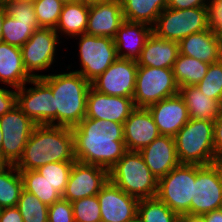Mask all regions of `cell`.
I'll use <instances>...</instances> for the list:
<instances>
[{"label": "cell", "mask_w": 222, "mask_h": 222, "mask_svg": "<svg viewBox=\"0 0 222 222\" xmlns=\"http://www.w3.org/2000/svg\"><path fill=\"white\" fill-rule=\"evenodd\" d=\"M54 97V125L76 127L86 117L88 91L91 82L80 73L41 75Z\"/></svg>", "instance_id": "3"}, {"label": "cell", "mask_w": 222, "mask_h": 222, "mask_svg": "<svg viewBox=\"0 0 222 222\" xmlns=\"http://www.w3.org/2000/svg\"><path fill=\"white\" fill-rule=\"evenodd\" d=\"M137 70L136 60L117 58L91 86L100 93L133 98Z\"/></svg>", "instance_id": "14"}, {"label": "cell", "mask_w": 222, "mask_h": 222, "mask_svg": "<svg viewBox=\"0 0 222 222\" xmlns=\"http://www.w3.org/2000/svg\"><path fill=\"white\" fill-rule=\"evenodd\" d=\"M130 222H140V220L136 217L134 220H132Z\"/></svg>", "instance_id": "54"}, {"label": "cell", "mask_w": 222, "mask_h": 222, "mask_svg": "<svg viewBox=\"0 0 222 222\" xmlns=\"http://www.w3.org/2000/svg\"><path fill=\"white\" fill-rule=\"evenodd\" d=\"M179 93L173 69L138 66L133 102L135 107L150 105Z\"/></svg>", "instance_id": "8"}, {"label": "cell", "mask_w": 222, "mask_h": 222, "mask_svg": "<svg viewBox=\"0 0 222 222\" xmlns=\"http://www.w3.org/2000/svg\"><path fill=\"white\" fill-rule=\"evenodd\" d=\"M178 222H204V221L201 216L181 214L179 215Z\"/></svg>", "instance_id": "47"}, {"label": "cell", "mask_w": 222, "mask_h": 222, "mask_svg": "<svg viewBox=\"0 0 222 222\" xmlns=\"http://www.w3.org/2000/svg\"><path fill=\"white\" fill-rule=\"evenodd\" d=\"M60 1H62L63 3H70V2H76L78 0H60Z\"/></svg>", "instance_id": "53"}, {"label": "cell", "mask_w": 222, "mask_h": 222, "mask_svg": "<svg viewBox=\"0 0 222 222\" xmlns=\"http://www.w3.org/2000/svg\"><path fill=\"white\" fill-rule=\"evenodd\" d=\"M109 180L138 199L154 198L158 192V179L150 172L139 151L127 150L109 169Z\"/></svg>", "instance_id": "5"}, {"label": "cell", "mask_w": 222, "mask_h": 222, "mask_svg": "<svg viewBox=\"0 0 222 222\" xmlns=\"http://www.w3.org/2000/svg\"><path fill=\"white\" fill-rule=\"evenodd\" d=\"M27 89L24 84L16 89L17 106L36 125H54V97L51 88L41 79L32 78Z\"/></svg>", "instance_id": "12"}, {"label": "cell", "mask_w": 222, "mask_h": 222, "mask_svg": "<svg viewBox=\"0 0 222 222\" xmlns=\"http://www.w3.org/2000/svg\"><path fill=\"white\" fill-rule=\"evenodd\" d=\"M72 131L74 157L81 163L109 170L127 151L121 123L85 117Z\"/></svg>", "instance_id": "1"}, {"label": "cell", "mask_w": 222, "mask_h": 222, "mask_svg": "<svg viewBox=\"0 0 222 222\" xmlns=\"http://www.w3.org/2000/svg\"><path fill=\"white\" fill-rule=\"evenodd\" d=\"M208 0H167V7L173 9H188L196 7H207Z\"/></svg>", "instance_id": "43"}, {"label": "cell", "mask_w": 222, "mask_h": 222, "mask_svg": "<svg viewBox=\"0 0 222 222\" xmlns=\"http://www.w3.org/2000/svg\"><path fill=\"white\" fill-rule=\"evenodd\" d=\"M209 27L214 33L222 30V0L208 4Z\"/></svg>", "instance_id": "41"}, {"label": "cell", "mask_w": 222, "mask_h": 222, "mask_svg": "<svg viewBox=\"0 0 222 222\" xmlns=\"http://www.w3.org/2000/svg\"><path fill=\"white\" fill-rule=\"evenodd\" d=\"M124 21L120 0L91 4L85 34L114 39Z\"/></svg>", "instance_id": "20"}, {"label": "cell", "mask_w": 222, "mask_h": 222, "mask_svg": "<svg viewBox=\"0 0 222 222\" xmlns=\"http://www.w3.org/2000/svg\"><path fill=\"white\" fill-rule=\"evenodd\" d=\"M79 37L81 68L76 70L89 82L101 75L118 57L114 39L82 34Z\"/></svg>", "instance_id": "10"}, {"label": "cell", "mask_w": 222, "mask_h": 222, "mask_svg": "<svg viewBox=\"0 0 222 222\" xmlns=\"http://www.w3.org/2000/svg\"><path fill=\"white\" fill-rule=\"evenodd\" d=\"M201 217L204 222H222V208L203 214Z\"/></svg>", "instance_id": "46"}, {"label": "cell", "mask_w": 222, "mask_h": 222, "mask_svg": "<svg viewBox=\"0 0 222 222\" xmlns=\"http://www.w3.org/2000/svg\"><path fill=\"white\" fill-rule=\"evenodd\" d=\"M209 64L193 57L178 54L173 74L178 87L196 86L207 74Z\"/></svg>", "instance_id": "29"}, {"label": "cell", "mask_w": 222, "mask_h": 222, "mask_svg": "<svg viewBox=\"0 0 222 222\" xmlns=\"http://www.w3.org/2000/svg\"><path fill=\"white\" fill-rule=\"evenodd\" d=\"M35 30L31 22L18 21L5 14L2 23V39L5 43L21 48Z\"/></svg>", "instance_id": "34"}, {"label": "cell", "mask_w": 222, "mask_h": 222, "mask_svg": "<svg viewBox=\"0 0 222 222\" xmlns=\"http://www.w3.org/2000/svg\"><path fill=\"white\" fill-rule=\"evenodd\" d=\"M64 161H75L72 128L36 125L15 166L18 170H37L48 163Z\"/></svg>", "instance_id": "2"}, {"label": "cell", "mask_w": 222, "mask_h": 222, "mask_svg": "<svg viewBox=\"0 0 222 222\" xmlns=\"http://www.w3.org/2000/svg\"><path fill=\"white\" fill-rule=\"evenodd\" d=\"M35 127L36 124L18 106L0 117L3 136L1 158L7 164L19 161Z\"/></svg>", "instance_id": "11"}, {"label": "cell", "mask_w": 222, "mask_h": 222, "mask_svg": "<svg viewBox=\"0 0 222 222\" xmlns=\"http://www.w3.org/2000/svg\"><path fill=\"white\" fill-rule=\"evenodd\" d=\"M150 172L159 180L180 164L174 137L159 135L140 151Z\"/></svg>", "instance_id": "21"}, {"label": "cell", "mask_w": 222, "mask_h": 222, "mask_svg": "<svg viewBox=\"0 0 222 222\" xmlns=\"http://www.w3.org/2000/svg\"><path fill=\"white\" fill-rule=\"evenodd\" d=\"M123 130L124 143L128 151H140L160 135L148 108L136 107L123 123Z\"/></svg>", "instance_id": "19"}, {"label": "cell", "mask_w": 222, "mask_h": 222, "mask_svg": "<svg viewBox=\"0 0 222 222\" xmlns=\"http://www.w3.org/2000/svg\"><path fill=\"white\" fill-rule=\"evenodd\" d=\"M178 54V42L160 38L152 32L136 61L138 66L172 69Z\"/></svg>", "instance_id": "23"}, {"label": "cell", "mask_w": 222, "mask_h": 222, "mask_svg": "<svg viewBox=\"0 0 222 222\" xmlns=\"http://www.w3.org/2000/svg\"><path fill=\"white\" fill-rule=\"evenodd\" d=\"M216 1H219V0H208L209 3L216 2Z\"/></svg>", "instance_id": "55"}, {"label": "cell", "mask_w": 222, "mask_h": 222, "mask_svg": "<svg viewBox=\"0 0 222 222\" xmlns=\"http://www.w3.org/2000/svg\"><path fill=\"white\" fill-rule=\"evenodd\" d=\"M32 77L27 73L21 48L5 42L0 43V82L19 89Z\"/></svg>", "instance_id": "24"}, {"label": "cell", "mask_w": 222, "mask_h": 222, "mask_svg": "<svg viewBox=\"0 0 222 222\" xmlns=\"http://www.w3.org/2000/svg\"><path fill=\"white\" fill-rule=\"evenodd\" d=\"M194 182L195 165L179 164L158 180L156 197L178 215H191Z\"/></svg>", "instance_id": "7"}, {"label": "cell", "mask_w": 222, "mask_h": 222, "mask_svg": "<svg viewBox=\"0 0 222 222\" xmlns=\"http://www.w3.org/2000/svg\"><path fill=\"white\" fill-rule=\"evenodd\" d=\"M23 190L20 171L15 164H7L0 170V207H15Z\"/></svg>", "instance_id": "30"}, {"label": "cell", "mask_w": 222, "mask_h": 222, "mask_svg": "<svg viewBox=\"0 0 222 222\" xmlns=\"http://www.w3.org/2000/svg\"><path fill=\"white\" fill-rule=\"evenodd\" d=\"M210 29L208 7L184 10L165 8L152 26V32L163 39L180 42L193 33Z\"/></svg>", "instance_id": "6"}, {"label": "cell", "mask_w": 222, "mask_h": 222, "mask_svg": "<svg viewBox=\"0 0 222 222\" xmlns=\"http://www.w3.org/2000/svg\"><path fill=\"white\" fill-rule=\"evenodd\" d=\"M218 45L219 61L222 62V30L215 32Z\"/></svg>", "instance_id": "48"}, {"label": "cell", "mask_w": 222, "mask_h": 222, "mask_svg": "<svg viewBox=\"0 0 222 222\" xmlns=\"http://www.w3.org/2000/svg\"><path fill=\"white\" fill-rule=\"evenodd\" d=\"M19 171L23 181V189L33 193L41 202L50 206L62 198V195L37 170Z\"/></svg>", "instance_id": "31"}, {"label": "cell", "mask_w": 222, "mask_h": 222, "mask_svg": "<svg viewBox=\"0 0 222 222\" xmlns=\"http://www.w3.org/2000/svg\"><path fill=\"white\" fill-rule=\"evenodd\" d=\"M101 222H130L137 217L139 199L128 195L110 180L97 194Z\"/></svg>", "instance_id": "16"}, {"label": "cell", "mask_w": 222, "mask_h": 222, "mask_svg": "<svg viewBox=\"0 0 222 222\" xmlns=\"http://www.w3.org/2000/svg\"><path fill=\"white\" fill-rule=\"evenodd\" d=\"M2 142H3V136H2V130H1V128H0V156H1Z\"/></svg>", "instance_id": "52"}, {"label": "cell", "mask_w": 222, "mask_h": 222, "mask_svg": "<svg viewBox=\"0 0 222 222\" xmlns=\"http://www.w3.org/2000/svg\"><path fill=\"white\" fill-rule=\"evenodd\" d=\"M137 218L140 222H178L179 215L154 197L139 199Z\"/></svg>", "instance_id": "32"}, {"label": "cell", "mask_w": 222, "mask_h": 222, "mask_svg": "<svg viewBox=\"0 0 222 222\" xmlns=\"http://www.w3.org/2000/svg\"><path fill=\"white\" fill-rule=\"evenodd\" d=\"M178 44L179 53L184 56L193 57L208 64L219 61L217 39L210 29L190 34Z\"/></svg>", "instance_id": "25"}, {"label": "cell", "mask_w": 222, "mask_h": 222, "mask_svg": "<svg viewBox=\"0 0 222 222\" xmlns=\"http://www.w3.org/2000/svg\"><path fill=\"white\" fill-rule=\"evenodd\" d=\"M78 1L91 5L95 3L106 2L109 0H78Z\"/></svg>", "instance_id": "50"}, {"label": "cell", "mask_w": 222, "mask_h": 222, "mask_svg": "<svg viewBox=\"0 0 222 222\" xmlns=\"http://www.w3.org/2000/svg\"><path fill=\"white\" fill-rule=\"evenodd\" d=\"M125 21L145 23L151 27L167 8V0H120Z\"/></svg>", "instance_id": "28"}, {"label": "cell", "mask_w": 222, "mask_h": 222, "mask_svg": "<svg viewBox=\"0 0 222 222\" xmlns=\"http://www.w3.org/2000/svg\"><path fill=\"white\" fill-rule=\"evenodd\" d=\"M88 17L89 4L80 1L64 3L55 31L72 38L85 34Z\"/></svg>", "instance_id": "27"}, {"label": "cell", "mask_w": 222, "mask_h": 222, "mask_svg": "<svg viewBox=\"0 0 222 222\" xmlns=\"http://www.w3.org/2000/svg\"><path fill=\"white\" fill-rule=\"evenodd\" d=\"M179 94L184 99L190 119L214 121L222 112V106L196 86L180 87Z\"/></svg>", "instance_id": "26"}, {"label": "cell", "mask_w": 222, "mask_h": 222, "mask_svg": "<svg viewBox=\"0 0 222 222\" xmlns=\"http://www.w3.org/2000/svg\"><path fill=\"white\" fill-rule=\"evenodd\" d=\"M174 140L180 164L205 166L219 162L214 150V121L189 119Z\"/></svg>", "instance_id": "4"}, {"label": "cell", "mask_w": 222, "mask_h": 222, "mask_svg": "<svg viewBox=\"0 0 222 222\" xmlns=\"http://www.w3.org/2000/svg\"><path fill=\"white\" fill-rule=\"evenodd\" d=\"M148 110L160 135L174 137L190 119L187 106L179 93L150 105Z\"/></svg>", "instance_id": "18"}, {"label": "cell", "mask_w": 222, "mask_h": 222, "mask_svg": "<svg viewBox=\"0 0 222 222\" xmlns=\"http://www.w3.org/2000/svg\"><path fill=\"white\" fill-rule=\"evenodd\" d=\"M222 208V161L195 165L194 191L191 215L202 216Z\"/></svg>", "instance_id": "9"}, {"label": "cell", "mask_w": 222, "mask_h": 222, "mask_svg": "<svg viewBox=\"0 0 222 222\" xmlns=\"http://www.w3.org/2000/svg\"><path fill=\"white\" fill-rule=\"evenodd\" d=\"M135 108L133 98L107 95L91 86L87 96L86 118L123 124Z\"/></svg>", "instance_id": "17"}, {"label": "cell", "mask_w": 222, "mask_h": 222, "mask_svg": "<svg viewBox=\"0 0 222 222\" xmlns=\"http://www.w3.org/2000/svg\"><path fill=\"white\" fill-rule=\"evenodd\" d=\"M5 7L6 14L15 20L31 22L35 29H40L36 14L34 11L33 1L31 0H0Z\"/></svg>", "instance_id": "39"}, {"label": "cell", "mask_w": 222, "mask_h": 222, "mask_svg": "<svg viewBox=\"0 0 222 222\" xmlns=\"http://www.w3.org/2000/svg\"><path fill=\"white\" fill-rule=\"evenodd\" d=\"M6 14L5 7L0 2V43L3 42L2 39V23Z\"/></svg>", "instance_id": "49"}, {"label": "cell", "mask_w": 222, "mask_h": 222, "mask_svg": "<svg viewBox=\"0 0 222 222\" xmlns=\"http://www.w3.org/2000/svg\"><path fill=\"white\" fill-rule=\"evenodd\" d=\"M23 222H48L49 206L41 202L33 193L22 190L16 206Z\"/></svg>", "instance_id": "33"}, {"label": "cell", "mask_w": 222, "mask_h": 222, "mask_svg": "<svg viewBox=\"0 0 222 222\" xmlns=\"http://www.w3.org/2000/svg\"><path fill=\"white\" fill-rule=\"evenodd\" d=\"M151 33L152 27L148 24L124 21L114 38L117 57L137 60Z\"/></svg>", "instance_id": "22"}, {"label": "cell", "mask_w": 222, "mask_h": 222, "mask_svg": "<svg viewBox=\"0 0 222 222\" xmlns=\"http://www.w3.org/2000/svg\"><path fill=\"white\" fill-rule=\"evenodd\" d=\"M33 5L40 28L55 29L64 3L60 0H34Z\"/></svg>", "instance_id": "36"}, {"label": "cell", "mask_w": 222, "mask_h": 222, "mask_svg": "<svg viewBox=\"0 0 222 222\" xmlns=\"http://www.w3.org/2000/svg\"><path fill=\"white\" fill-rule=\"evenodd\" d=\"M74 161L52 162L41 166L37 171L61 195L64 193Z\"/></svg>", "instance_id": "35"}, {"label": "cell", "mask_w": 222, "mask_h": 222, "mask_svg": "<svg viewBox=\"0 0 222 222\" xmlns=\"http://www.w3.org/2000/svg\"><path fill=\"white\" fill-rule=\"evenodd\" d=\"M48 222H74L71 202L59 199L48 208Z\"/></svg>", "instance_id": "40"}, {"label": "cell", "mask_w": 222, "mask_h": 222, "mask_svg": "<svg viewBox=\"0 0 222 222\" xmlns=\"http://www.w3.org/2000/svg\"><path fill=\"white\" fill-rule=\"evenodd\" d=\"M17 106L16 90H9L0 87V117Z\"/></svg>", "instance_id": "42"}, {"label": "cell", "mask_w": 222, "mask_h": 222, "mask_svg": "<svg viewBox=\"0 0 222 222\" xmlns=\"http://www.w3.org/2000/svg\"><path fill=\"white\" fill-rule=\"evenodd\" d=\"M196 87L222 106V62L209 64L207 74Z\"/></svg>", "instance_id": "37"}, {"label": "cell", "mask_w": 222, "mask_h": 222, "mask_svg": "<svg viewBox=\"0 0 222 222\" xmlns=\"http://www.w3.org/2000/svg\"><path fill=\"white\" fill-rule=\"evenodd\" d=\"M74 222H101L100 204L97 195L71 202Z\"/></svg>", "instance_id": "38"}, {"label": "cell", "mask_w": 222, "mask_h": 222, "mask_svg": "<svg viewBox=\"0 0 222 222\" xmlns=\"http://www.w3.org/2000/svg\"><path fill=\"white\" fill-rule=\"evenodd\" d=\"M0 222H23V218L16 206L6 207L1 208Z\"/></svg>", "instance_id": "45"}, {"label": "cell", "mask_w": 222, "mask_h": 222, "mask_svg": "<svg viewBox=\"0 0 222 222\" xmlns=\"http://www.w3.org/2000/svg\"><path fill=\"white\" fill-rule=\"evenodd\" d=\"M108 180V169L75 160L62 198L73 202L97 195Z\"/></svg>", "instance_id": "15"}, {"label": "cell", "mask_w": 222, "mask_h": 222, "mask_svg": "<svg viewBox=\"0 0 222 222\" xmlns=\"http://www.w3.org/2000/svg\"><path fill=\"white\" fill-rule=\"evenodd\" d=\"M214 150L217 159L222 161V112L214 120Z\"/></svg>", "instance_id": "44"}, {"label": "cell", "mask_w": 222, "mask_h": 222, "mask_svg": "<svg viewBox=\"0 0 222 222\" xmlns=\"http://www.w3.org/2000/svg\"><path fill=\"white\" fill-rule=\"evenodd\" d=\"M58 37L55 29H36L21 47L25 69L32 78H41L35 71L50 68L55 61L56 46L61 43Z\"/></svg>", "instance_id": "13"}, {"label": "cell", "mask_w": 222, "mask_h": 222, "mask_svg": "<svg viewBox=\"0 0 222 222\" xmlns=\"http://www.w3.org/2000/svg\"><path fill=\"white\" fill-rule=\"evenodd\" d=\"M7 165V163L1 158V156H0V170L2 169V168H4L5 166Z\"/></svg>", "instance_id": "51"}]
</instances>
